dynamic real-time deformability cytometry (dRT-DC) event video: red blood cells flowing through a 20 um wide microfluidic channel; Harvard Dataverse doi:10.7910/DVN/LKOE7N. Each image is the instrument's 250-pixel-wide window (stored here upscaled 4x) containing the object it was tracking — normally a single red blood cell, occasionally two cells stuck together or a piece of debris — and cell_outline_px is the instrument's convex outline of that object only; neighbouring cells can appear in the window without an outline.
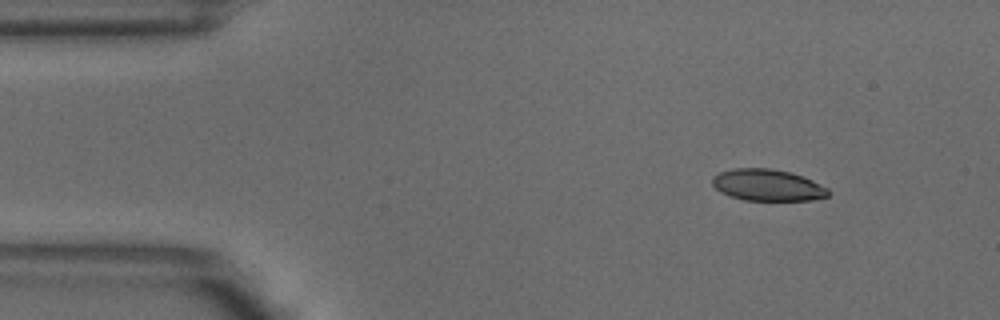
{"species": "common noctule bat (a hibernating species)", "species_latin": "Nyctalus noctula", "temperature_condition": "warm", "stored_images_in_passage": 3, "camera_frame_rate_fps": 3000, "um_per_image_px": 0.085, "animal": {"sex": "male", "body_mass_g": 18.8}, "frame": {"image": 1, "passage_image": 1, "time_ms": 0.0, "image_size_px": [1000, 320], "cell_outline_px": [[828, 196], [812, 200], [744, 200], [720, 192], [712, 184], [712, 176], [720, 172], [736, 168], [768, 168], [792, 172], [812, 180], [828, 188]], "centroid_in_image_um": [65.24, 15.73], "position_along_channel_um": 19.8, "area_um2": 21.27}}